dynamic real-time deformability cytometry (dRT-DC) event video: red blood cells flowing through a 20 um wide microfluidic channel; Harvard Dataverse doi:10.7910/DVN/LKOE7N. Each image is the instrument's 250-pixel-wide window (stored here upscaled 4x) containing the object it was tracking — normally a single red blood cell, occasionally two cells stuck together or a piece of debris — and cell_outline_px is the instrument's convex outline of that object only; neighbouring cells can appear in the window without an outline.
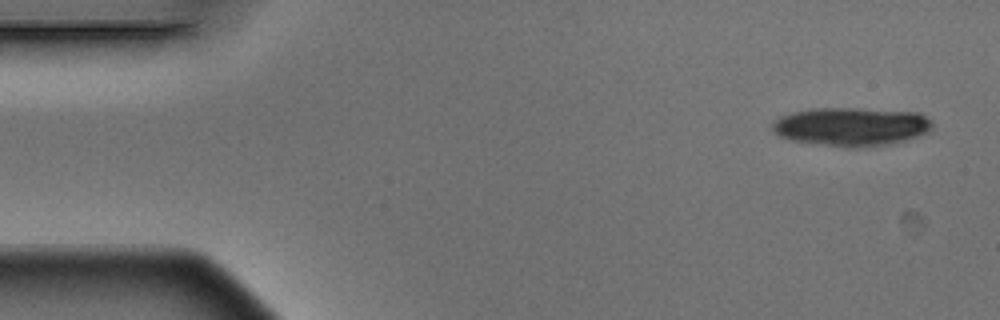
{"species": "Egyptian fruit bat (a non-hibernating species)", "species_latin": "Rousettus aegyptiacus", "temperature_condition": "warm", "stored_images_in_passage": 6, "camera_frame_rate_fps": 3000, "um_per_image_px": 0.085, "animal": {"sex": "male"}, "frame": {"image": 1, "passage_image": 1, "time_ms": 0.0, "image_size_px": [1000, 320], "cell_outline_px": [[932, 128], [928, 132], [920, 136], [892, 144], [856, 148], [848, 148], [788, 140], [780, 136], [772, 128], [772, 124], [780, 116], [792, 112], [812, 108], [856, 108], [920, 112], [932, 120]], "centroid_in_image_um": [72.4, 10.77], "position_along_channel_um": 12.6, "area_um2": 36.41}}
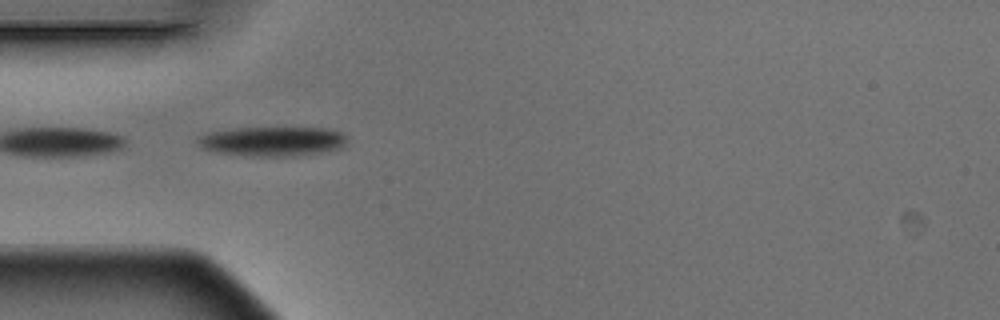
{"frame": {"image": 2, "passage_image": 5, "time_ms": 1.333, "image_size_px": [1000, 320], "cell_outline_px": [[348, 140], [344, 148], [296, 156], [248, 156], [216, 152], [200, 148], [196, 140], [196, 136], [208, 132], [236, 128], [328, 128], [340, 132]], "centroid_in_image_um": [23.13, 12.01], "position_along_channel_um": 61.9, "area_um2": 25.95}}